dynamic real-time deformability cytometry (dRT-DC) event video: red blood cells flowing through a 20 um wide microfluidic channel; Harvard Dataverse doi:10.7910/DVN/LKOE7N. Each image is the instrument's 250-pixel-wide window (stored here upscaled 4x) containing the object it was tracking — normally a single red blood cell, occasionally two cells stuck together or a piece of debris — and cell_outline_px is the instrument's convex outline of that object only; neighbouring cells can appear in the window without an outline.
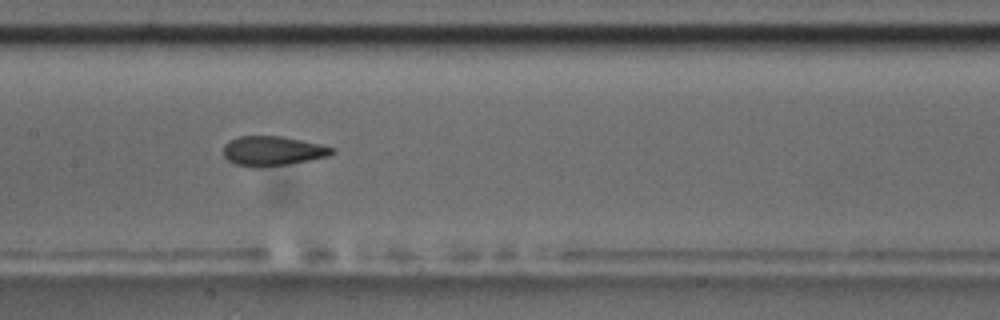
{"species": "common noctule bat (a hibernating species)", "species_latin": "Nyctalus noctula", "temperature_condition": "room temperature", "stored_images_in_passage": 4, "camera_frame_rate_fps": 3000, "um_per_image_px": 0.085, "animal": {"sex": "male", "body_mass_g": 17.5, "forearm_length_mm": 52.3}, "frame": {"image": 1, "passage_image": 4, "time_ms": 3.333, "image_size_px": [1000, 320], "cell_outline_px": [[336, 152], [328, 156], [288, 164], [260, 168], [236, 164], [228, 160], [224, 156], [224, 144], [228, 140], [240, 136], [280, 136], [320, 144], [336, 148]], "centroid_in_image_um": [23.17, 12.83], "position_along_channel_um": 184.2, "area_um2": 18.73}}